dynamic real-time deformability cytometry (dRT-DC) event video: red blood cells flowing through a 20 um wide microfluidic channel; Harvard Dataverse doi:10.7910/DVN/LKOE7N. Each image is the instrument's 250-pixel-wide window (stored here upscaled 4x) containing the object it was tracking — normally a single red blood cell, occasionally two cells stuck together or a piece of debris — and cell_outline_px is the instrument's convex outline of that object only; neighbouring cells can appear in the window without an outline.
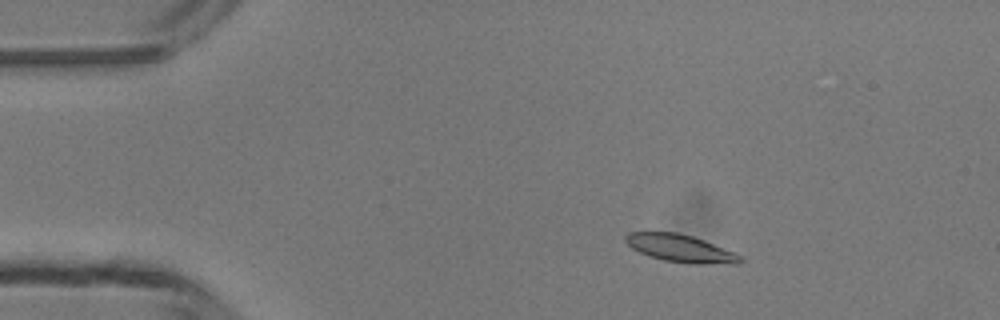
{"species": "common noctule bat (a hibernating species)", "species_latin": "Nyctalus noctula", "temperature_condition": "room temperature", "stored_images_in_passage": 4, "camera_frame_rate_fps": 3000, "um_per_image_px": 0.085, "animal": {"sex": "male", "body_mass_g": 13.3}, "frame": {"image": 1, "passage_image": 2, "time_ms": 1.333, "image_size_px": [1000, 320], "cell_outline_px": [[744, 260], [736, 264], [688, 264], [664, 260], [648, 256], [632, 248], [624, 240], [624, 236], [628, 232], [676, 232], [692, 236], [704, 240], [732, 252], [740, 256]], "centroid_in_image_um": [57.81, 21.12], "position_along_channel_um": 27.2, "area_um2": 18.38}}
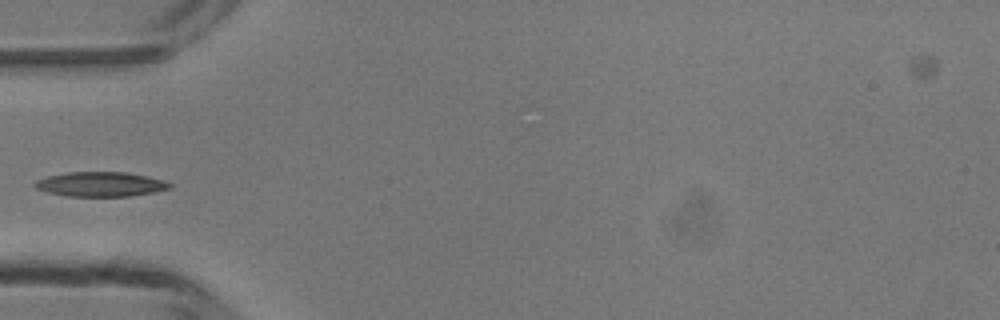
{"frame": {"image": 2, "passage_image": 4, "time_ms": 4.0, "image_size_px": [1000, 320], "cell_outline_px": [[172, 188], [152, 192], [128, 196], [68, 196], [48, 192], [36, 188], [32, 184], [36, 180], [48, 176], [68, 172], [124, 172], [164, 180], [172, 184]], "centroid_in_image_um": [8.53, 15.66], "position_along_channel_um": 76.5, "area_um2": 19.13}}